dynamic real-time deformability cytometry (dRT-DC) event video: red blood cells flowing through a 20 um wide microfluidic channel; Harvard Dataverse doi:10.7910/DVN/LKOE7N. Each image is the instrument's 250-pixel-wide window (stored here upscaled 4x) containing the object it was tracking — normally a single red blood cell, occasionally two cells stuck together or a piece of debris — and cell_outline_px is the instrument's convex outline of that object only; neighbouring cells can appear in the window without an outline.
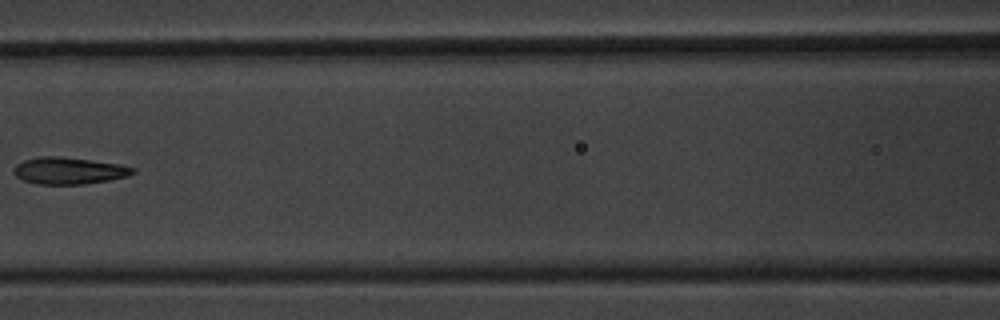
{"species": "common noctule bat (a hibernating species)", "species_latin": "Nyctalus noctula", "temperature_condition": "warm", "stored_images_in_passage": 9, "camera_frame_rate_fps": 3000, "um_per_image_px": 0.085, "animal": {"sex": "male", "body_mass_g": 20.1, "forearm_length_mm": 53.5}, "frame": {"image": 1, "passage_image": 7, "time_ms": 7.333, "image_size_px": [1000, 320], "cell_outline_px": [[136, 172], [128, 176], [112, 180], [84, 184], [36, 184], [24, 180], [16, 176], [12, 172], [16, 164], [24, 160], [40, 156], [60, 156], [92, 160], [120, 164], [136, 168]], "centroid_in_image_um": [5.88, 14.51], "position_along_channel_um": 160.7, "area_um2": 18.84}}
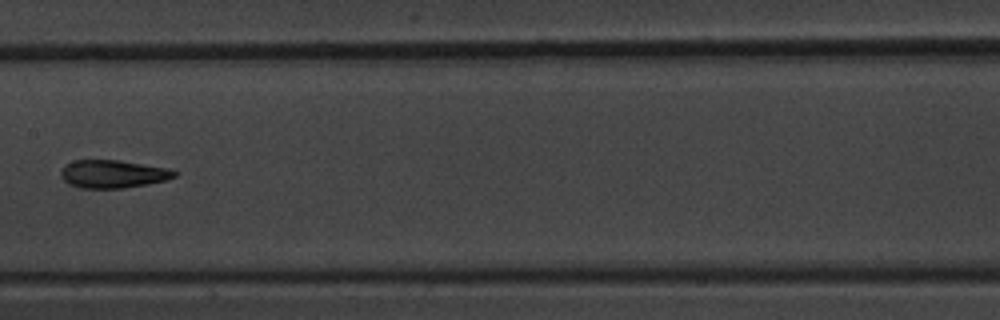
{"frame": {"image": 2, "passage_image": 8, "time_ms": 8.333, "image_size_px": [1000, 320], "cell_outline_px": [[180, 172], [176, 176], [164, 180], [148, 184], [124, 188], [76, 188], [68, 184], [60, 176], [60, 172], [64, 164], [72, 160], [120, 160], [168, 168]], "centroid_in_image_um": [9.57, 14.78], "position_along_channel_um": 197.8, "area_um2": 18.79}}